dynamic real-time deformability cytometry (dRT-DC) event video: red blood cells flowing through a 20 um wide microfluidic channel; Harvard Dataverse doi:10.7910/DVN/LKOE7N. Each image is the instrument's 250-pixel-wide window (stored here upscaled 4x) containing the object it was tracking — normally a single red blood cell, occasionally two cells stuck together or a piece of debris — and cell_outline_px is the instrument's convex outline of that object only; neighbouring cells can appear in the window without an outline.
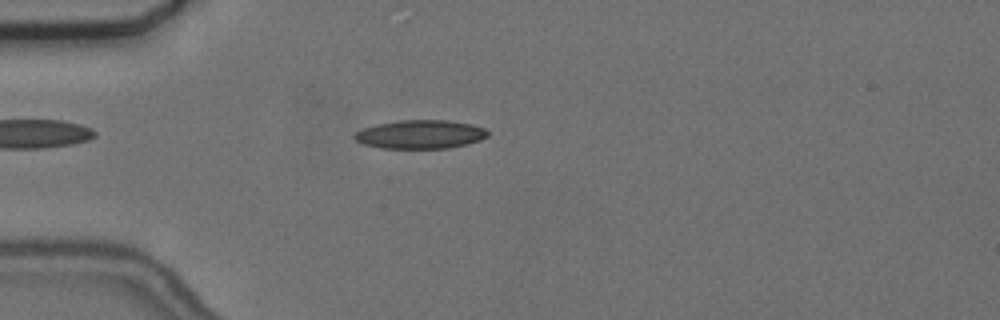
{"species": "common noctule bat (a hibernating species)", "species_latin": "Nyctalus noctula", "temperature_condition": "cold", "stored_images_in_passage": 42, "camera_frame_rate_fps": 3000, "um_per_image_px": 0.085, "animal": {"sex": "female", "body_mass_g": 24.6, "forearm_length_mm": 56.2}, "frame": {"image": 1, "passage_image": 2, "time_ms": 0.333, "image_size_px": [1000, 320], "cell_outline_px": [[488, 136], [480, 140], [468, 144], [448, 148], [380, 148], [364, 144], [356, 140], [352, 136], [356, 132], [364, 128], [376, 124], [400, 120], [448, 120], [472, 124], [484, 128], [488, 132]], "centroid_in_image_um": [35.74, 11.42], "position_along_channel_um": 49.3, "area_um2": 22.25}}
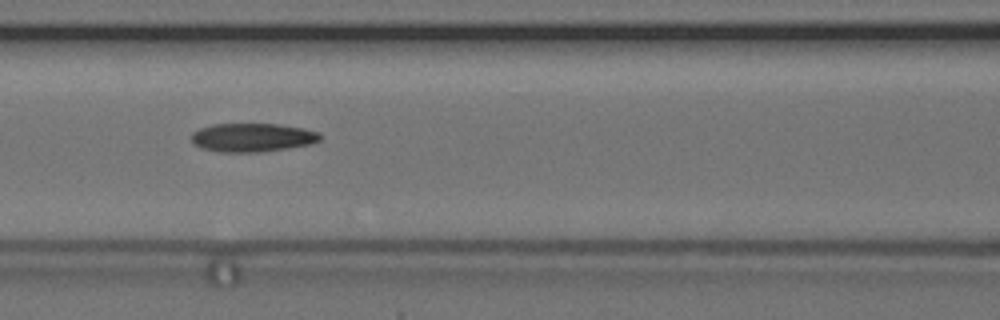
{"frame": {"image": 2, "passage_image": 11, "time_ms": 3.333, "image_size_px": [1000, 320], "cell_outline_px": [[324, 136], [320, 140], [312, 144], [288, 148], [260, 152], [220, 152], [200, 148], [192, 144], [192, 132], [200, 128], [212, 124], [280, 124], [304, 128], [320, 132]], "centroid_in_image_um": [21.48, 11.69], "position_along_channel_um": 145.1, "area_um2": 21.79}}
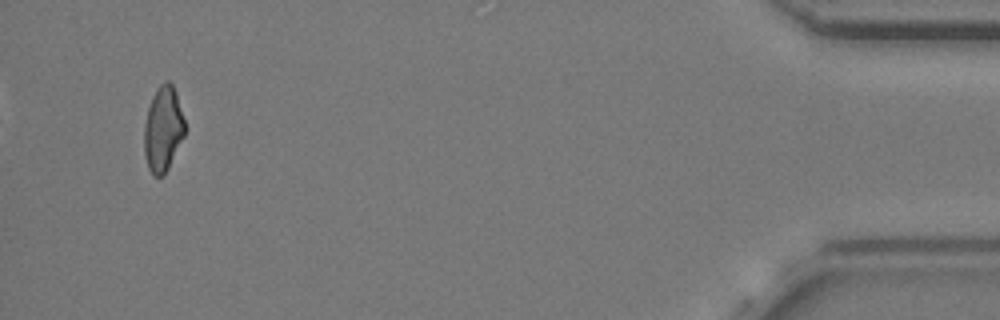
{"frame": {"image": 3, "passage_image": 40, "time_ms": 13.0, "image_size_px": [1000, 320], "cell_outline_px": [[184, 136], [164, 176], [152, 176], [148, 168], [144, 156], [144, 124], [148, 108], [152, 96], [156, 88], [164, 80], [168, 80], [172, 84], [176, 92], [184, 120]], "centroid_in_image_um": [13.84, 10.97], "position_along_channel_um": 421.4, "area_um2": 20.29}, "authors_computed_cell_mechanics": {"area_um2": 21.2993, "velocity_mm_per_s": 3.6673, "shape_relaxation_time_tau1_ms": 10.6991, "shape_relaxation_time_tau2_ms": 6.3475, "deformation_change_tau1": 0.1854, "deformation_change_tau2": 0.1529}}